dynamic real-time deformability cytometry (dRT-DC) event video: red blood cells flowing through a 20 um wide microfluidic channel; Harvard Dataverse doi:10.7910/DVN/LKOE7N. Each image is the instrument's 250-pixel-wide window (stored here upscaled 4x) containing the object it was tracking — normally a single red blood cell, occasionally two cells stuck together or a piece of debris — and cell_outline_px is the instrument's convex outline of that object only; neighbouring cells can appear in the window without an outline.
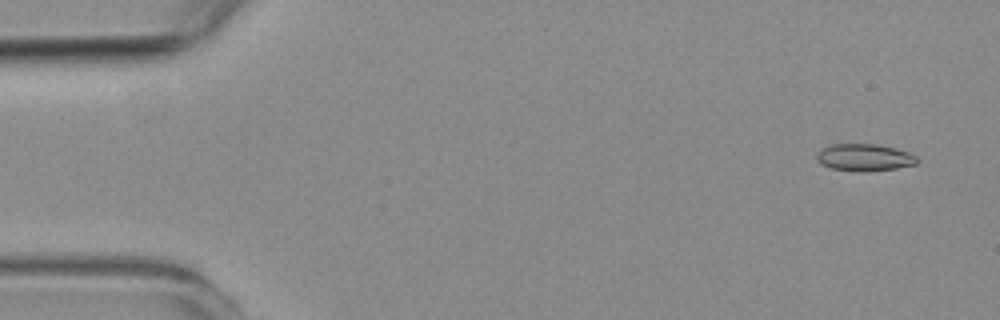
{"species": "common noctule bat (a hibernating species)", "species_latin": "Nyctalus noctula", "temperature_condition": "room temperature", "stored_images_in_passage": 15, "camera_frame_rate_fps": 3000, "um_per_image_px": 0.085, "animal": {"sex": "female", "body_mass_g": 19.3, "forearm_length_mm": 54.1}, "frame": {"image": 1, "passage_image": 2, "time_ms": 0.333, "image_size_px": [1000, 320], "cell_outline_px": [[920, 160], [916, 164], [896, 168], [864, 172], [828, 168], [820, 164], [816, 160], [816, 156], [820, 148], [832, 144], [880, 144], [896, 148], [908, 152], [916, 156]], "centroid_in_image_um": [73.45, 13.38], "position_along_channel_um": 11.5, "area_um2": 16.13}}
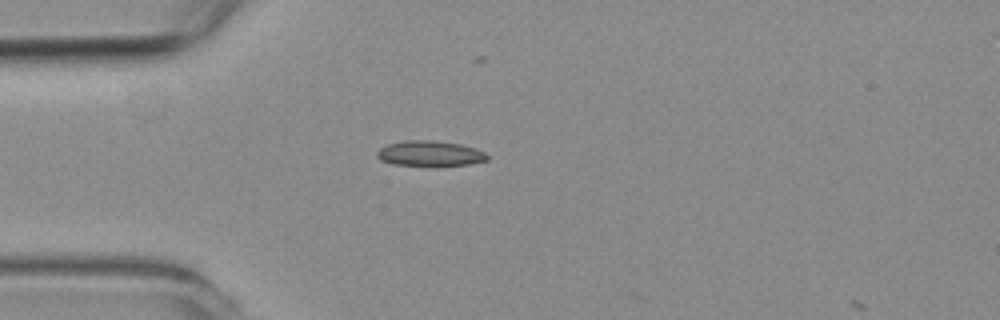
{"frame": {"image": 2, "passage_image": 14, "time_ms": 4.333, "image_size_px": [1000, 320], "cell_outline_px": [[488, 160], [468, 164], [436, 168], [392, 164], [380, 160], [376, 156], [376, 152], [380, 148], [388, 144], [404, 140], [432, 140], [460, 144], [476, 148], [484, 152], [488, 156]], "centroid_in_image_um": [36.53, 13.08], "position_along_channel_um": 48.5, "area_um2": 16.94}}